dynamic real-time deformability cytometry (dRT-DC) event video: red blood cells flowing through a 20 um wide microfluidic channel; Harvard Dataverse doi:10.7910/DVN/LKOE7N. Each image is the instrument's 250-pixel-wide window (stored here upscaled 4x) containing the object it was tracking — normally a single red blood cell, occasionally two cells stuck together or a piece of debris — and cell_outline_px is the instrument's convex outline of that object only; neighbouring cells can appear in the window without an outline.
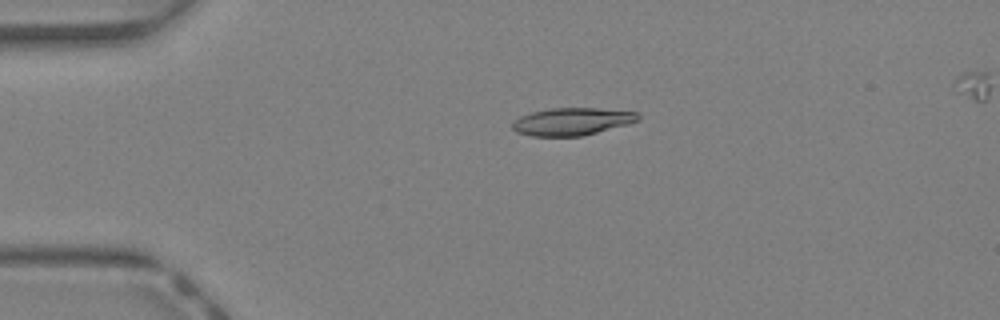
{"species": "Egyptian fruit bat (a non-hibernating species)", "species_latin": "Rousettus aegyptiacus", "temperature_condition": "warm", "stored_images_in_passage": 34, "camera_frame_rate_fps": 3000, "um_per_image_px": 0.085, "animal": {"sex": "female"}, "frame": {"image": 1, "passage_image": 1, "time_ms": 0.0, "image_size_px": [1000, 320], "cell_outline_px": [[640, 120], [628, 124], [580, 136], [532, 136], [516, 132], [512, 128], [512, 120], [520, 116], [532, 112], [552, 108], [596, 108], [636, 112], [640, 116]], "centroid_in_image_um": [48.59, 10.33], "position_along_channel_um": 36.4, "area_um2": 20.06}}
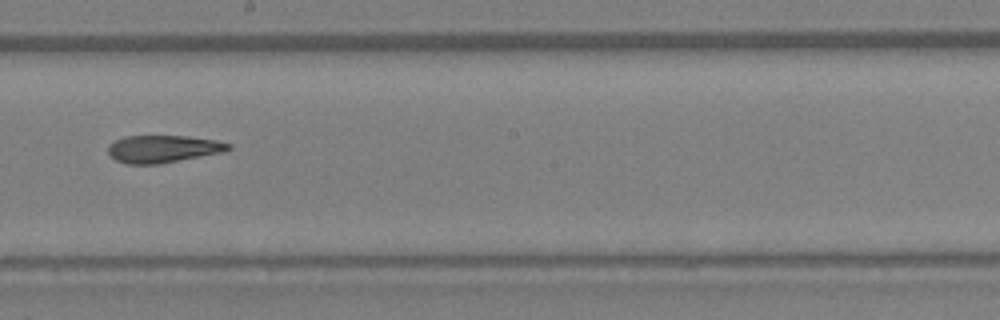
{"frame": {"image": 2, "passage_image": 16, "time_ms": 5.0, "image_size_px": [1000, 320], "cell_outline_px": [[232, 148], [224, 152], [160, 164], [128, 164], [116, 160], [108, 152], [108, 144], [124, 136], [184, 136], [216, 140], [232, 144]], "centroid_in_image_um": [13.88, 12.66], "position_along_channel_um": 234.3, "area_um2": 19.25}}
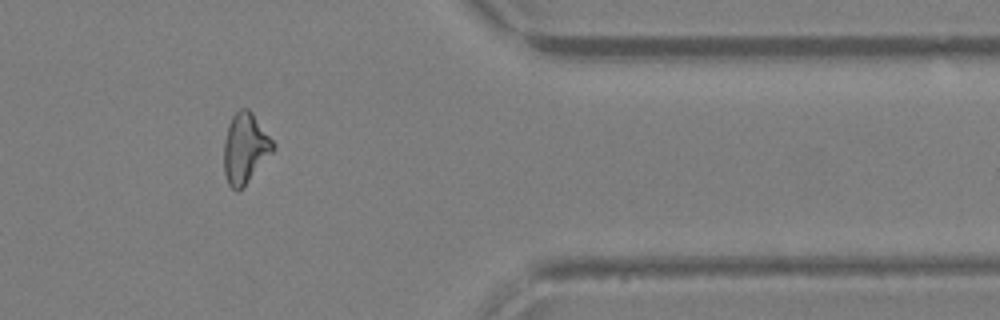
{"frame": {"image": 3, "passage_image": 27, "time_ms": 8.667, "image_size_px": [1000, 320], "cell_outline_px": [[276, 148], [244, 184], [236, 192], [228, 184], [224, 172], [224, 140], [228, 124], [232, 116], [240, 108], [248, 108], [252, 112], [276, 144]], "centroid_in_image_um": [20.83, 12.55], "position_along_channel_um": 390.6, "area_um2": 19.88}, "authors_computed_cell_mechanics": {"area_um2": 19.9121, "velocity_mm_per_s": 4.7913, "shape_relaxation_time_tau1_ms": null, "shape_relaxation_time_tau2_ms": 4.3469, "deformation_change_tau1": null, "deformation_change_tau2": 0.159}}